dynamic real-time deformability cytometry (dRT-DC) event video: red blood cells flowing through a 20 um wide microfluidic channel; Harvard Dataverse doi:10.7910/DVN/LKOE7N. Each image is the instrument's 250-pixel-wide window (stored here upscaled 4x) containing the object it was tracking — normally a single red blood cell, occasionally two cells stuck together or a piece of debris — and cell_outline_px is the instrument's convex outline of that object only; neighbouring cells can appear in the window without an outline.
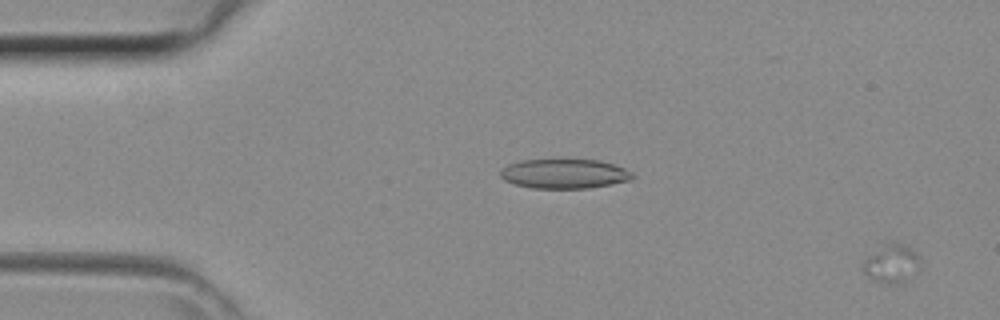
{"species": "common noctule bat (a hibernating species)", "species_latin": "Nyctalus noctula", "temperature_condition": "room temperature", "stored_images_in_passage": 21, "camera_frame_rate_fps": 3000, "um_per_image_px": 0.085, "animal": {"sex": "female", "body_mass_g": 29.2, "forearm_length_mm": 56.3}, "frame": {"image": 1, "passage_image": 3, "time_ms": 0.667, "image_size_px": [1000, 320], "cell_outline_px": [[920, 260], [904, 280], [900, 284], [880, 284], [872, 280], [864, 272], [864, 260], [868, 256], [888, 240], [896, 240], [912, 248]], "centroid_in_image_um": [75.71, 22.36], "position_along_channel_um": 9.3, "area_um2": 12.6}}
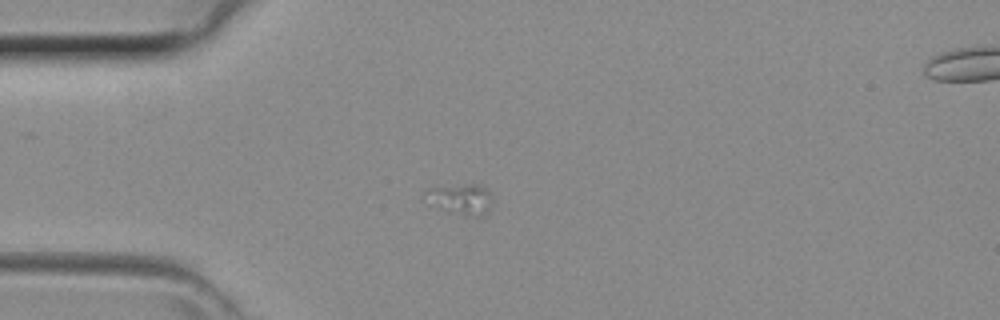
{"frame": {"image": 2, "passage_image": 13, "time_ms": 4.0, "image_size_px": [1000, 320], "cell_outline_px": [[492, 200], [484, 216], [464, 216], [448, 208], [424, 192], [428, 188], [468, 184], [476, 184], [484, 188], [492, 196]], "centroid_in_image_um": [39.35, 16.89], "position_along_channel_um": 45.7, "area_um2": 10.69}}